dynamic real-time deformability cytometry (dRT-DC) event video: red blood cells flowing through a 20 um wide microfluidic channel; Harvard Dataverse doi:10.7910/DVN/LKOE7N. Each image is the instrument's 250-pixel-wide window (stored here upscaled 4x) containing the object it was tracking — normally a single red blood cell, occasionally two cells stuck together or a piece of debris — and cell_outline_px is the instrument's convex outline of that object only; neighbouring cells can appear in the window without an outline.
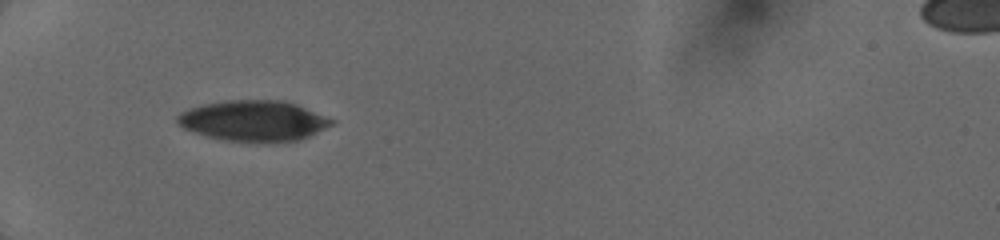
{"species": "human", "species_latin": "Homo sapiens", "temperature_condition": "cold", "stored_images_in_passage": 51, "camera_frame_rate_fps": 3000, "um_per_image_px": 0.085, "donor": {"sex": "female"}, "frame": {"image": 1, "passage_image": 1, "time_ms": 0.0, "image_size_px": [1000, 240], "cell_outline_px": [[336, 120], [332, 124], [300, 140], [268, 144], [260, 144], [224, 140], [208, 136], [184, 128], [176, 120], [176, 116], [180, 112], [188, 108], [200, 104], [228, 100], [284, 100], [296, 104]], "centroid_in_image_um": [21.55, 10.28], "position_along_channel_um": 63.5, "area_um2": 36.99}}
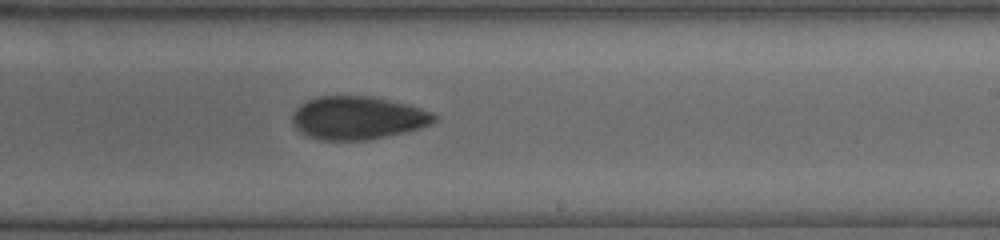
{"frame": {"image": 2, "passage_image": 28, "time_ms": 5.0, "image_size_px": [1000, 240], "cell_outline_px": [[440, 116], [432, 124], [408, 132], [368, 140], [320, 140], [308, 136], [300, 132], [292, 124], [292, 116], [296, 108], [300, 104], [316, 96], [372, 96], [408, 104], [436, 112]], "centroid_in_image_um": [30.46, 10.02], "position_along_channel_um": 258.5, "area_um2": 36.24}}
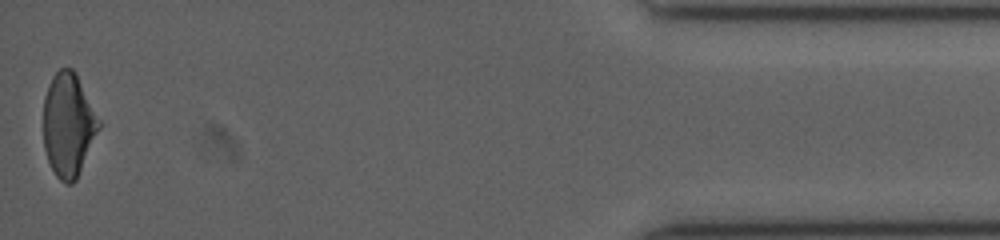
{"frame": {"image": 3, "passage_image": 51, "time_ms": 10.667, "image_size_px": [1000, 240], "cell_outline_px": [[100, 128], [76, 180], [72, 184], [64, 184], [56, 176], [48, 160], [44, 148], [44, 96], [48, 84], [52, 76], [60, 68], [72, 68], [76, 72], [100, 120]], "centroid_in_image_um": [5.81, 10.6], "position_along_channel_um": 429.4, "area_um2": 33.52}}